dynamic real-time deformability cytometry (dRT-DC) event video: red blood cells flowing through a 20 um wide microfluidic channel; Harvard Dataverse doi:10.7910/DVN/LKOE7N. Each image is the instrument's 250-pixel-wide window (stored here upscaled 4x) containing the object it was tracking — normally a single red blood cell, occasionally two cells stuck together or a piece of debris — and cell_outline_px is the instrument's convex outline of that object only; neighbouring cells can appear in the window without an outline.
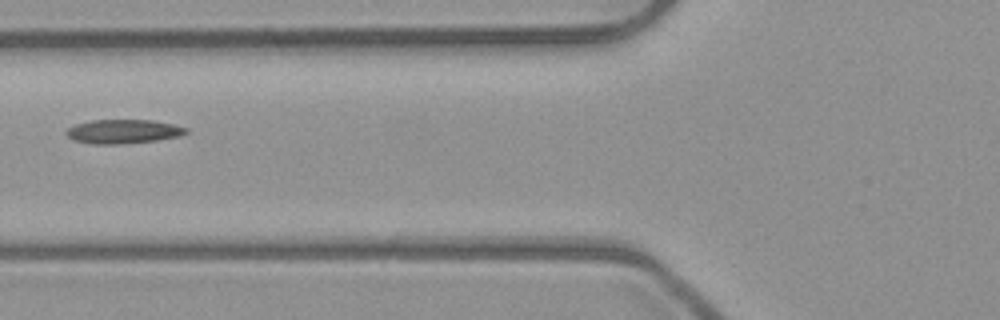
{"species": "common noctule bat (a hibernating species)", "species_latin": "Nyctalus noctula", "temperature_condition": "room temperature", "stored_images_in_passage": 2, "camera_frame_rate_fps": 3000, "um_per_image_px": 0.085, "animal": {"sex": "male", "body_mass_g": 23.1, "forearm_length_mm": 52.7}, "frame": {"image": 1, "passage_image": 2, "time_ms": 0.333, "image_size_px": [1000, 320], "cell_outline_px": [[188, 132], [180, 136], [156, 140], [120, 144], [92, 144], [76, 140], [68, 136], [64, 132], [68, 128], [76, 124], [92, 120], [152, 120], [172, 124], [188, 128]], "centroid_in_image_um": [10.48, 11.17], "position_along_channel_um": 115.3, "area_um2": 16.65}}